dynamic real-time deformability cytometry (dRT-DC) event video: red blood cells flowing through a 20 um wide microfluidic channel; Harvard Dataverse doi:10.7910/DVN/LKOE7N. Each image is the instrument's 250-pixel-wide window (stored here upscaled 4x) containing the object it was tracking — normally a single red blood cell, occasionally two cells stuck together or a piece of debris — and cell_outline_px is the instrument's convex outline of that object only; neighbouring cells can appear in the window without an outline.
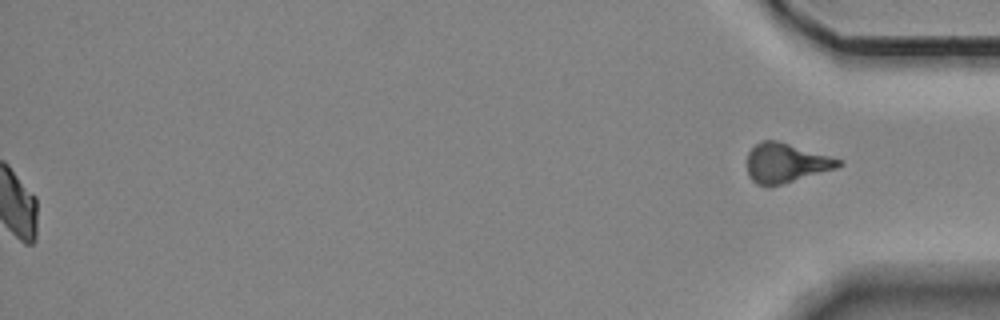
{"species": "Egyptian fruit bat (a non-hibernating species)", "species_latin": "Rousettus aegyptiacus", "temperature_condition": "room temperature", "stored_images_in_passage": 57, "segment_of_instrument_passage": [2, 2], "camera_frame_rate_fps": 3000, "um_per_image_px": 0.085, "animal": {"sex": "female"}, "frame": {"image": 1, "passage_image": 57, "time_ms": 18.667, "image_size_px": [1000, 320], "cell_outline_px": [[844, 164], [836, 168], [768, 188], [756, 184], [748, 176], [748, 152], [760, 140], [780, 140], [844, 160]], "centroid_in_image_um": [66.8, 13.84], "position_along_channel_um": 368.4, "area_um2": 21.33}}